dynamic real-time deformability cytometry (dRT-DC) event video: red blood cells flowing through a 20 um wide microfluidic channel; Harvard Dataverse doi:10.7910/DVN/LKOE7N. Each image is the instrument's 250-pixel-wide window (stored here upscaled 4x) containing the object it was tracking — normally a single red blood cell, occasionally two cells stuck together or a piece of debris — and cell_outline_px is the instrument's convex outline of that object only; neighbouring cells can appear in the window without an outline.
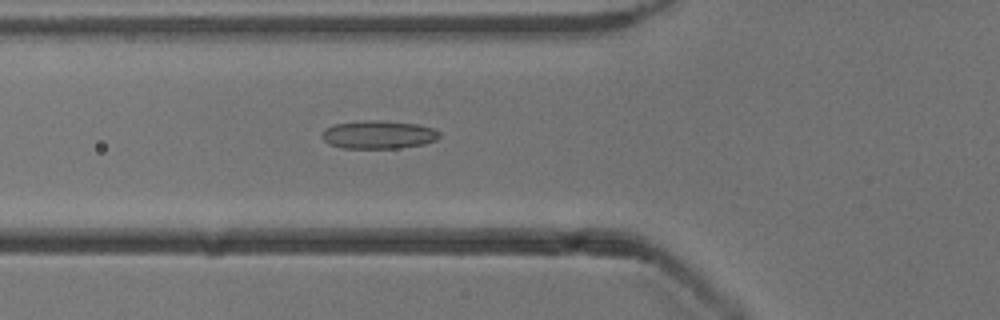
{"species": "common noctule bat (a hibernating species)", "species_latin": "Nyctalus noctula", "temperature_condition": "cold", "stored_images_in_passage": 38, "camera_frame_rate_fps": 3000, "um_per_image_px": 0.085, "animal": {"sex": "male", "body_mass_g": 13.3}, "frame": {"image": 1, "passage_image": 4, "time_ms": 1.0, "image_size_px": [1000, 320], "cell_outline_px": [[440, 136], [436, 140], [424, 144], [396, 148], [340, 148], [328, 144], [320, 136], [320, 132], [324, 128], [332, 124], [360, 120], [380, 120], [416, 124], [432, 128], [440, 132]], "centroid_in_image_um": [32.09, 11.44], "position_along_channel_um": 93.7, "area_um2": 19.59}}
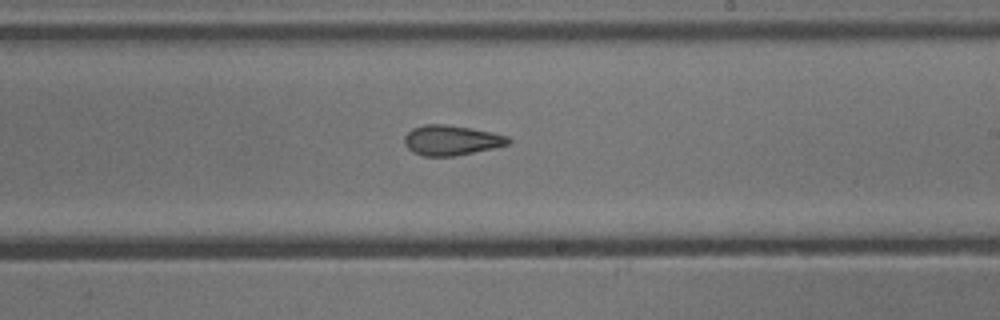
{"frame": {"image": 2, "passage_image": 16, "time_ms": 5.0, "image_size_px": [1000, 320], "cell_outline_px": [[512, 140], [508, 144], [492, 148], [452, 156], [424, 156], [412, 152], [404, 144], [404, 136], [412, 128], [424, 124], [444, 124], [472, 128], [492, 132], [508, 136]], "centroid_in_image_um": [38.34, 11.91], "position_along_channel_um": 250.7, "area_um2": 18.15}}
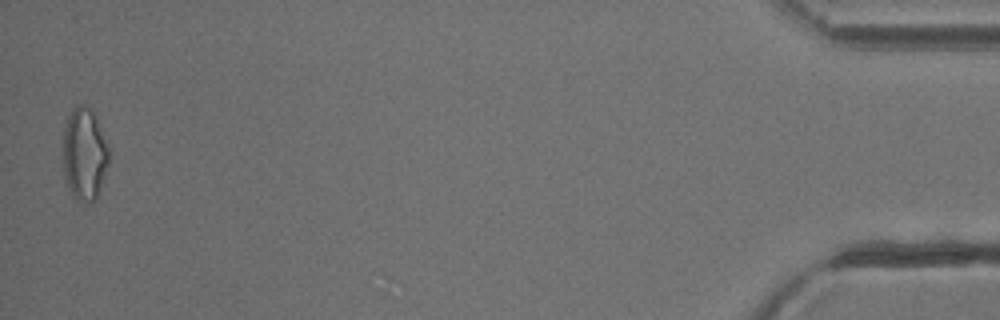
{"frame": {"image": 3, "passage_image": 37, "time_ms": 12.0, "image_size_px": [1000, 320], "cell_outline_px": [[108, 164], [96, 200], [88, 204], [84, 204], [76, 200], [72, 196], [64, 184], [64, 128], [68, 116], [72, 108], [76, 104], [84, 104], [96, 116], [108, 144]], "centroid_in_image_um": [7.16, 13.14], "position_along_channel_um": 428.0, "area_um2": 25.09}, "authors_computed_cell_mechanics": {"area_um2": 18.6116, "velocity_mm_per_s": 3.9075, "shape_relaxation_time_tau1_ms": null, "shape_relaxation_time_tau2_ms": 2.5431, "deformation_change_tau1": null, "deformation_change_tau2": 0.1075}}